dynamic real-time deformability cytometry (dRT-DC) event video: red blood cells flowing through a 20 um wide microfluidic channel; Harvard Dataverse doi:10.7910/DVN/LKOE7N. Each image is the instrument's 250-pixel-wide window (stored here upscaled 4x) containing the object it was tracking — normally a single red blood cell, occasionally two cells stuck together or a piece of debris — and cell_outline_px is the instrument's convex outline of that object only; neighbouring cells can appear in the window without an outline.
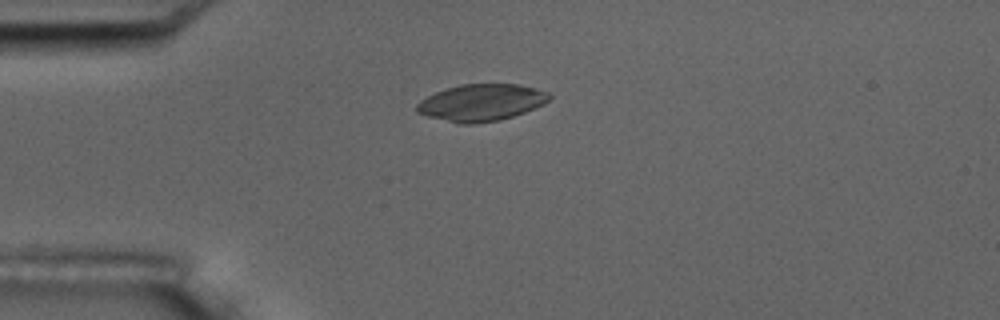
{"species": "common noctule bat (a hibernating species)", "species_latin": "Nyctalus noctula", "temperature_condition": "room temperature", "stored_images_in_passage": 5, "camera_frame_rate_fps": 3000, "um_per_image_px": 0.085, "animal": {"sex": "male", "body_mass_g": 17.5, "forearm_length_mm": 52.3}, "frame": {"image": 1, "passage_image": 3, "time_ms": 2.333, "image_size_px": [1000, 320], "cell_outline_px": [[552, 96], [544, 104], [524, 112], [500, 120], [472, 124], [460, 124], [428, 116], [416, 112], [416, 104], [420, 100], [444, 88], [460, 84], [520, 84], [548, 92]], "centroid_in_image_um": [40.9, 8.71], "position_along_channel_um": 44.1, "area_um2": 28.44}}